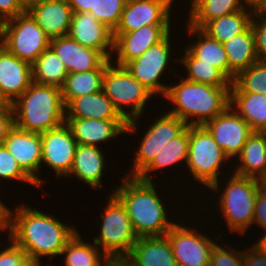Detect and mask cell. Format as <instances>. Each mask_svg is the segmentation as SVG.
<instances>
[{
  "label": "cell",
  "instance_id": "cell-1",
  "mask_svg": "<svg viewBox=\"0 0 266 266\" xmlns=\"http://www.w3.org/2000/svg\"><path fill=\"white\" fill-rule=\"evenodd\" d=\"M8 208L7 234L36 264L42 257L50 260L60 256L66 244L78 232L77 227L64 224L53 214L20 203ZM42 211V212H41Z\"/></svg>",
  "mask_w": 266,
  "mask_h": 266
},
{
  "label": "cell",
  "instance_id": "cell-2",
  "mask_svg": "<svg viewBox=\"0 0 266 266\" xmlns=\"http://www.w3.org/2000/svg\"><path fill=\"white\" fill-rule=\"evenodd\" d=\"M114 194L125 206L133 230L138 238L161 237L176 224L170 221L165 202L160 195L155 181H144L137 177L124 176ZM157 189V190H156Z\"/></svg>",
  "mask_w": 266,
  "mask_h": 266
},
{
  "label": "cell",
  "instance_id": "cell-3",
  "mask_svg": "<svg viewBox=\"0 0 266 266\" xmlns=\"http://www.w3.org/2000/svg\"><path fill=\"white\" fill-rule=\"evenodd\" d=\"M230 88L181 78L168 87L164 98L171 101L173 107L167 112L182 119L188 126H202L230 106Z\"/></svg>",
  "mask_w": 266,
  "mask_h": 266
},
{
  "label": "cell",
  "instance_id": "cell-4",
  "mask_svg": "<svg viewBox=\"0 0 266 266\" xmlns=\"http://www.w3.org/2000/svg\"><path fill=\"white\" fill-rule=\"evenodd\" d=\"M14 126L42 133L65 123L66 107L61 88L32 82L13 103Z\"/></svg>",
  "mask_w": 266,
  "mask_h": 266
},
{
  "label": "cell",
  "instance_id": "cell-5",
  "mask_svg": "<svg viewBox=\"0 0 266 266\" xmlns=\"http://www.w3.org/2000/svg\"><path fill=\"white\" fill-rule=\"evenodd\" d=\"M227 176L230 177L224 182L225 187L221 188L222 185L218 180L207 190L214 192V195L219 194V203L216 207L218 206L222 213L220 215L223 216L227 229L232 233L238 232L237 234L243 235L253 224L257 193L262 188L261 181L234 172Z\"/></svg>",
  "mask_w": 266,
  "mask_h": 266
},
{
  "label": "cell",
  "instance_id": "cell-6",
  "mask_svg": "<svg viewBox=\"0 0 266 266\" xmlns=\"http://www.w3.org/2000/svg\"><path fill=\"white\" fill-rule=\"evenodd\" d=\"M102 92L127 119L126 133H136L138 120L145 113L146 102L154 95L134 78L125 66L116 65L112 61L103 76Z\"/></svg>",
  "mask_w": 266,
  "mask_h": 266
},
{
  "label": "cell",
  "instance_id": "cell-7",
  "mask_svg": "<svg viewBox=\"0 0 266 266\" xmlns=\"http://www.w3.org/2000/svg\"><path fill=\"white\" fill-rule=\"evenodd\" d=\"M228 160L230 159L203 125L189 126L186 166L189 174L192 173L193 180L202 184L201 186L204 185L205 189H209L218 180L222 181L219 176L223 173L222 167L227 166Z\"/></svg>",
  "mask_w": 266,
  "mask_h": 266
},
{
  "label": "cell",
  "instance_id": "cell-8",
  "mask_svg": "<svg viewBox=\"0 0 266 266\" xmlns=\"http://www.w3.org/2000/svg\"><path fill=\"white\" fill-rule=\"evenodd\" d=\"M107 201L104 213L99 215V236L92 240L108 257L127 256L138 237L121 201L114 194H109Z\"/></svg>",
  "mask_w": 266,
  "mask_h": 266
},
{
  "label": "cell",
  "instance_id": "cell-9",
  "mask_svg": "<svg viewBox=\"0 0 266 266\" xmlns=\"http://www.w3.org/2000/svg\"><path fill=\"white\" fill-rule=\"evenodd\" d=\"M0 25L3 46L30 65L49 47L50 39L27 10Z\"/></svg>",
  "mask_w": 266,
  "mask_h": 266
},
{
  "label": "cell",
  "instance_id": "cell-10",
  "mask_svg": "<svg viewBox=\"0 0 266 266\" xmlns=\"http://www.w3.org/2000/svg\"><path fill=\"white\" fill-rule=\"evenodd\" d=\"M153 124L147 126L135 152V158L131 164V173L125 174L130 177H137L156 157L172 139L179 136L187 127L185 121L165 111L158 116Z\"/></svg>",
  "mask_w": 266,
  "mask_h": 266
},
{
  "label": "cell",
  "instance_id": "cell-11",
  "mask_svg": "<svg viewBox=\"0 0 266 266\" xmlns=\"http://www.w3.org/2000/svg\"><path fill=\"white\" fill-rule=\"evenodd\" d=\"M194 227L176 223L165 235L171 243L177 266H209L212 249L223 236L219 233L214 240Z\"/></svg>",
  "mask_w": 266,
  "mask_h": 266
},
{
  "label": "cell",
  "instance_id": "cell-12",
  "mask_svg": "<svg viewBox=\"0 0 266 266\" xmlns=\"http://www.w3.org/2000/svg\"><path fill=\"white\" fill-rule=\"evenodd\" d=\"M171 34L169 33L161 42L148 48L140 57L128 62L125 67L148 91L155 97L162 94L165 97L170 84H163L161 76L170 67ZM162 82V83H160Z\"/></svg>",
  "mask_w": 266,
  "mask_h": 266
},
{
  "label": "cell",
  "instance_id": "cell-13",
  "mask_svg": "<svg viewBox=\"0 0 266 266\" xmlns=\"http://www.w3.org/2000/svg\"><path fill=\"white\" fill-rule=\"evenodd\" d=\"M203 126L230 159L229 163H233V157L235 159L240 155L245 142L254 132L231 106Z\"/></svg>",
  "mask_w": 266,
  "mask_h": 266
},
{
  "label": "cell",
  "instance_id": "cell-14",
  "mask_svg": "<svg viewBox=\"0 0 266 266\" xmlns=\"http://www.w3.org/2000/svg\"><path fill=\"white\" fill-rule=\"evenodd\" d=\"M41 134L42 164L53 169L56 177L65 178L74 162L77 142L66 123Z\"/></svg>",
  "mask_w": 266,
  "mask_h": 266
},
{
  "label": "cell",
  "instance_id": "cell-15",
  "mask_svg": "<svg viewBox=\"0 0 266 266\" xmlns=\"http://www.w3.org/2000/svg\"><path fill=\"white\" fill-rule=\"evenodd\" d=\"M174 0H127L113 33H126L148 25H171Z\"/></svg>",
  "mask_w": 266,
  "mask_h": 266
},
{
  "label": "cell",
  "instance_id": "cell-16",
  "mask_svg": "<svg viewBox=\"0 0 266 266\" xmlns=\"http://www.w3.org/2000/svg\"><path fill=\"white\" fill-rule=\"evenodd\" d=\"M171 27L148 25L132 32L113 33L114 49L111 61L116 65L125 66L140 57L148 48L161 42L171 32Z\"/></svg>",
  "mask_w": 266,
  "mask_h": 266
},
{
  "label": "cell",
  "instance_id": "cell-17",
  "mask_svg": "<svg viewBox=\"0 0 266 266\" xmlns=\"http://www.w3.org/2000/svg\"><path fill=\"white\" fill-rule=\"evenodd\" d=\"M3 145L16 159L21 168L36 182L37 186L42 189L44 180L41 179V134L29 132L13 127ZM43 183V184H42Z\"/></svg>",
  "mask_w": 266,
  "mask_h": 266
},
{
  "label": "cell",
  "instance_id": "cell-18",
  "mask_svg": "<svg viewBox=\"0 0 266 266\" xmlns=\"http://www.w3.org/2000/svg\"><path fill=\"white\" fill-rule=\"evenodd\" d=\"M68 36L84 47L99 51L106 59H111L114 49L113 31L91 12L73 13Z\"/></svg>",
  "mask_w": 266,
  "mask_h": 266
},
{
  "label": "cell",
  "instance_id": "cell-19",
  "mask_svg": "<svg viewBox=\"0 0 266 266\" xmlns=\"http://www.w3.org/2000/svg\"><path fill=\"white\" fill-rule=\"evenodd\" d=\"M49 47L64 64L68 73L97 69L106 60L99 51L82 46L68 35L51 39Z\"/></svg>",
  "mask_w": 266,
  "mask_h": 266
},
{
  "label": "cell",
  "instance_id": "cell-20",
  "mask_svg": "<svg viewBox=\"0 0 266 266\" xmlns=\"http://www.w3.org/2000/svg\"><path fill=\"white\" fill-rule=\"evenodd\" d=\"M65 123L69 126L77 144L100 146L97 144L109 142L126 134L127 120H100L66 118Z\"/></svg>",
  "mask_w": 266,
  "mask_h": 266
},
{
  "label": "cell",
  "instance_id": "cell-21",
  "mask_svg": "<svg viewBox=\"0 0 266 266\" xmlns=\"http://www.w3.org/2000/svg\"><path fill=\"white\" fill-rule=\"evenodd\" d=\"M27 11L50 40L68 35L74 12L67 0H40Z\"/></svg>",
  "mask_w": 266,
  "mask_h": 266
},
{
  "label": "cell",
  "instance_id": "cell-22",
  "mask_svg": "<svg viewBox=\"0 0 266 266\" xmlns=\"http://www.w3.org/2000/svg\"><path fill=\"white\" fill-rule=\"evenodd\" d=\"M32 83V65L11 54L4 46L0 49V87L13 103Z\"/></svg>",
  "mask_w": 266,
  "mask_h": 266
},
{
  "label": "cell",
  "instance_id": "cell-23",
  "mask_svg": "<svg viewBox=\"0 0 266 266\" xmlns=\"http://www.w3.org/2000/svg\"><path fill=\"white\" fill-rule=\"evenodd\" d=\"M99 146L78 144L74 162L67 178L75 177L90 186L93 190L101 189L106 161L104 151ZM73 175V176H72Z\"/></svg>",
  "mask_w": 266,
  "mask_h": 266
},
{
  "label": "cell",
  "instance_id": "cell-24",
  "mask_svg": "<svg viewBox=\"0 0 266 266\" xmlns=\"http://www.w3.org/2000/svg\"><path fill=\"white\" fill-rule=\"evenodd\" d=\"M127 257L135 266H177L166 236L138 238Z\"/></svg>",
  "mask_w": 266,
  "mask_h": 266
},
{
  "label": "cell",
  "instance_id": "cell-25",
  "mask_svg": "<svg viewBox=\"0 0 266 266\" xmlns=\"http://www.w3.org/2000/svg\"><path fill=\"white\" fill-rule=\"evenodd\" d=\"M65 107L66 118L127 120L102 91L73 98Z\"/></svg>",
  "mask_w": 266,
  "mask_h": 266
},
{
  "label": "cell",
  "instance_id": "cell-26",
  "mask_svg": "<svg viewBox=\"0 0 266 266\" xmlns=\"http://www.w3.org/2000/svg\"><path fill=\"white\" fill-rule=\"evenodd\" d=\"M233 172L262 180L266 177V132H253L245 142Z\"/></svg>",
  "mask_w": 266,
  "mask_h": 266
},
{
  "label": "cell",
  "instance_id": "cell-27",
  "mask_svg": "<svg viewBox=\"0 0 266 266\" xmlns=\"http://www.w3.org/2000/svg\"><path fill=\"white\" fill-rule=\"evenodd\" d=\"M186 24L188 35L197 36L195 42L191 41L186 48L198 59V63L215 66L229 79L228 59L223 43L212 39L202 29Z\"/></svg>",
  "mask_w": 266,
  "mask_h": 266
},
{
  "label": "cell",
  "instance_id": "cell-28",
  "mask_svg": "<svg viewBox=\"0 0 266 266\" xmlns=\"http://www.w3.org/2000/svg\"><path fill=\"white\" fill-rule=\"evenodd\" d=\"M229 65V80L258 61L255 51L253 29L250 26L245 32L232 37L223 43Z\"/></svg>",
  "mask_w": 266,
  "mask_h": 266
},
{
  "label": "cell",
  "instance_id": "cell-29",
  "mask_svg": "<svg viewBox=\"0 0 266 266\" xmlns=\"http://www.w3.org/2000/svg\"><path fill=\"white\" fill-rule=\"evenodd\" d=\"M111 59H106L97 69L68 73L61 87L65 106L76 97L102 91V81Z\"/></svg>",
  "mask_w": 266,
  "mask_h": 266
},
{
  "label": "cell",
  "instance_id": "cell-30",
  "mask_svg": "<svg viewBox=\"0 0 266 266\" xmlns=\"http://www.w3.org/2000/svg\"><path fill=\"white\" fill-rule=\"evenodd\" d=\"M230 106L249 124L254 132H266V95L230 92Z\"/></svg>",
  "mask_w": 266,
  "mask_h": 266
},
{
  "label": "cell",
  "instance_id": "cell-31",
  "mask_svg": "<svg viewBox=\"0 0 266 266\" xmlns=\"http://www.w3.org/2000/svg\"><path fill=\"white\" fill-rule=\"evenodd\" d=\"M188 24L203 29L210 21L242 10V0H190Z\"/></svg>",
  "mask_w": 266,
  "mask_h": 266
},
{
  "label": "cell",
  "instance_id": "cell-32",
  "mask_svg": "<svg viewBox=\"0 0 266 266\" xmlns=\"http://www.w3.org/2000/svg\"><path fill=\"white\" fill-rule=\"evenodd\" d=\"M189 149V126L176 138L172 139L162 150L156 155L152 162L137 176L144 181H153L150 172L165 169L176 164L186 165L188 160Z\"/></svg>",
  "mask_w": 266,
  "mask_h": 266
},
{
  "label": "cell",
  "instance_id": "cell-33",
  "mask_svg": "<svg viewBox=\"0 0 266 266\" xmlns=\"http://www.w3.org/2000/svg\"><path fill=\"white\" fill-rule=\"evenodd\" d=\"M255 10L244 7L235 13L210 21L202 30L220 43L245 32L252 22Z\"/></svg>",
  "mask_w": 266,
  "mask_h": 266
},
{
  "label": "cell",
  "instance_id": "cell-34",
  "mask_svg": "<svg viewBox=\"0 0 266 266\" xmlns=\"http://www.w3.org/2000/svg\"><path fill=\"white\" fill-rule=\"evenodd\" d=\"M65 266H105L108 256L95 243L83 241L80 232L66 244L61 252Z\"/></svg>",
  "mask_w": 266,
  "mask_h": 266
},
{
  "label": "cell",
  "instance_id": "cell-35",
  "mask_svg": "<svg viewBox=\"0 0 266 266\" xmlns=\"http://www.w3.org/2000/svg\"><path fill=\"white\" fill-rule=\"evenodd\" d=\"M184 56L174 58V62H180L187 70L186 80L209 84L215 87H231L232 82L215 66L207 63H198V59L185 47Z\"/></svg>",
  "mask_w": 266,
  "mask_h": 266
},
{
  "label": "cell",
  "instance_id": "cell-36",
  "mask_svg": "<svg viewBox=\"0 0 266 266\" xmlns=\"http://www.w3.org/2000/svg\"><path fill=\"white\" fill-rule=\"evenodd\" d=\"M67 75L64 64L50 47L32 64V82L38 84L61 88Z\"/></svg>",
  "mask_w": 266,
  "mask_h": 266
},
{
  "label": "cell",
  "instance_id": "cell-37",
  "mask_svg": "<svg viewBox=\"0 0 266 266\" xmlns=\"http://www.w3.org/2000/svg\"><path fill=\"white\" fill-rule=\"evenodd\" d=\"M230 92H249L266 95V62L256 61L239 72L233 80Z\"/></svg>",
  "mask_w": 266,
  "mask_h": 266
},
{
  "label": "cell",
  "instance_id": "cell-38",
  "mask_svg": "<svg viewBox=\"0 0 266 266\" xmlns=\"http://www.w3.org/2000/svg\"><path fill=\"white\" fill-rule=\"evenodd\" d=\"M127 0H95L94 17L112 31L120 21Z\"/></svg>",
  "mask_w": 266,
  "mask_h": 266
},
{
  "label": "cell",
  "instance_id": "cell-39",
  "mask_svg": "<svg viewBox=\"0 0 266 266\" xmlns=\"http://www.w3.org/2000/svg\"><path fill=\"white\" fill-rule=\"evenodd\" d=\"M0 179L17 180L38 187L36 182L21 168L4 145H0Z\"/></svg>",
  "mask_w": 266,
  "mask_h": 266
},
{
  "label": "cell",
  "instance_id": "cell-40",
  "mask_svg": "<svg viewBox=\"0 0 266 266\" xmlns=\"http://www.w3.org/2000/svg\"><path fill=\"white\" fill-rule=\"evenodd\" d=\"M225 244L224 248L221 243H216L211 252L209 266H244L243 251Z\"/></svg>",
  "mask_w": 266,
  "mask_h": 266
},
{
  "label": "cell",
  "instance_id": "cell-41",
  "mask_svg": "<svg viewBox=\"0 0 266 266\" xmlns=\"http://www.w3.org/2000/svg\"><path fill=\"white\" fill-rule=\"evenodd\" d=\"M251 27L258 61L266 62V10H256Z\"/></svg>",
  "mask_w": 266,
  "mask_h": 266
},
{
  "label": "cell",
  "instance_id": "cell-42",
  "mask_svg": "<svg viewBox=\"0 0 266 266\" xmlns=\"http://www.w3.org/2000/svg\"><path fill=\"white\" fill-rule=\"evenodd\" d=\"M9 245L0 250V266H35L36 263L24 250L9 239Z\"/></svg>",
  "mask_w": 266,
  "mask_h": 266
},
{
  "label": "cell",
  "instance_id": "cell-43",
  "mask_svg": "<svg viewBox=\"0 0 266 266\" xmlns=\"http://www.w3.org/2000/svg\"><path fill=\"white\" fill-rule=\"evenodd\" d=\"M253 243L243 251V265L266 266V250L257 242Z\"/></svg>",
  "mask_w": 266,
  "mask_h": 266
},
{
  "label": "cell",
  "instance_id": "cell-44",
  "mask_svg": "<svg viewBox=\"0 0 266 266\" xmlns=\"http://www.w3.org/2000/svg\"><path fill=\"white\" fill-rule=\"evenodd\" d=\"M256 227H261L262 231L266 233V191L261 188L257 193V198L255 202L254 216H253V224Z\"/></svg>",
  "mask_w": 266,
  "mask_h": 266
},
{
  "label": "cell",
  "instance_id": "cell-45",
  "mask_svg": "<svg viewBox=\"0 0 266 266\" xmlns=\"http://www.w3.org/2000/svg\"><path fill=\"white\" fill-rule=\"evenodd\" d=\"M25 11L19 0H0V24Z\"/></svg>",
  "mask_w": 266,
  "mask_h": 266
},
{
  "label": "cell",
  "instance_id": "cell-46",
  "mask_svg": "<svg viewBox=\"0 0 266 266\" xmlns=\"http://www.w3.org/2000/svg\"><path fill=\"white\" fill-rule=\"evenodd\" d=\"M14 127L13 109H0V145H3L9 131Z\"/></svg>",
  "mask_w": 266,
  "mask_h": 266
},
{
  "label": "cell",
  "instance_id": "cell-47",
  "mask_svg": "<svg viewBox=\"0 0 266 266\" xmlns=\"http://www.w3.org/2000/svg\"><path fill=\"white\" fill-rule=\"evenodd\" d=\"M74 13L95 11V0H67Z\"/></svg>",
  "mask_w": 266,
  "mask_h": 266
},
{
  "label": "cell",
  "instance_id": "cell-48",
  "mask_svg": "<svg viewBox=\"0 0 266 266\" xmlns=\"http://www.w3.org/2000/svg\"><path fill=\"white\" fill-rule=\"evenodd\" d=\"M105 266H135L127 256L108 257Z\"/></svg>",
  "mask_w": 266,
  "mask_h": 266
},
{
  "label": "cell",
  "instance_id": "cell-49",
  "mask_svg": "<svg viewBox=\"0 0 266 266\" xmlns=\"http://www.w3.org/2000/svg\"><path fill=\"white\" fill-rule=\"evenodd\" d=\"M8 207L6 203L0 200V232L4 231L3 233L7 231Z\"/></svg>",
  "mask_w": 266,
  "mask_h": 266
},
{
  "label": "cell",
  "instance_id": "cell-50",
  "mask_svg": "<svg viewBox=\"0 0 266 266\" xmlns=\"http://www.w3.org/2000/svg\"><path fill=\"white\" fill-rule=\"evenodd\" d=\"M245 7L253 10H266V0H242Z\"/></svg>",
  "mask_w": 266,
  "mask_h": 266
},
{
  "label": "cell",
  "instance_id": "cell-51",
  "mask_svg": "<svg viewBox=\"0 0 266 266\" xmlns=\"http://www.w3.org/2000/svg\"><path fill=\"white\" fill-rule=\"evenodd\" d=\"M0 109H13L12 103L4 95L0 87Z\"/></svg>",
  "mask_w": 266,
  "mask_h": 266
},
{
  "label": "cell",
  "instance_id": "cell-52",
  "mask_svg": "<svg viewBox=\"0 0 266 266\" xmlns=\"http://www.w3.org/2000/svg\"><path fill=\"white\" fill-rule=\"evenodd\" d=\"M40 0H19L20 4L25 10H28L32 5L36 4Z\"/></svg>",
  "mask_w": 266,
  "mask_h": 266
},
{
  "label": "cell",
  "instance_id": "cell-53",
  "mask_svg": "<svg viewBox=\"0 0 266 266\" xmlns=\"http://www.w3.org/2000/svg\"><path fill=\"white\" fill-rule=\"evenodd\" d=\"M262 237H259L256 242L260 244L265 250H266V233L264 235H261Z\"/></svg>",
  "mask_w": 266,
  "mask_h": 266
},
{
  "label": "cell",
  "instance_id": "cell-54",
  "mask_svg": "<svg viewBox=\"0 0 266 266\" xmlns=\"http://www.w3.org/2000/svg\"><path fill=\"white\" fill-rule=\"evenodd\" d=\"M3 46V35H2V29H1V25H0V49Z\"/></svg>",
  "mask_w": 266,
  "mask_h": 266
},
{
  "label": "cell",
  "instance_id": "cell-55",
  "mask_svg": "<svg viewBox=\"0 0 266 266\" xmlns=\"http://www.w3.org/2000/svg\"><path fill=\"white\" fill-rule=\"evenodd\" d=\"M262 188L266 191V177L261 180Z\"/></svg>",
  "mask_w": 266,
  "mask_h": 266
},
{
  "label": "cell",
  "instance_id": "cell-56",
  "mask_svg": "<svg viewBox=\"0 0 266 266\" xmlns=\"http://www.w3.org/2000/svg\"><path fill=\"white\" fill-rule=\"evenodd\" d=\"M35 266H41V264H36ZM44 266H48V265L46 264V265H44Z\"/></svg>",
  "mask_w": 266,
  "mask_h": 266
}]
</instances>
